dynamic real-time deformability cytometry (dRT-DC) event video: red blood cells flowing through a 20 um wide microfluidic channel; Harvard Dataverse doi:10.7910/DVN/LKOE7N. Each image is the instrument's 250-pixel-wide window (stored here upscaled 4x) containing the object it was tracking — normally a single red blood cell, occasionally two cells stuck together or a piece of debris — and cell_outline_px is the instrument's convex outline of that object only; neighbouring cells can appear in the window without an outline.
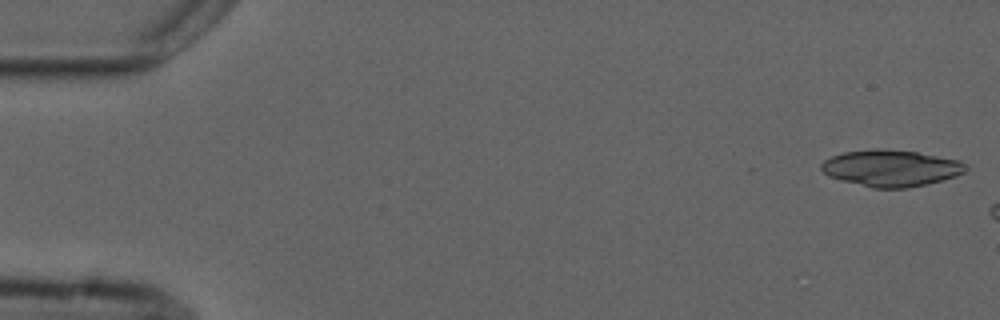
{"species": "common noctule bat (a hibernating species)", "species_latin": "Nyctalus noctula", "temperature_condition": "cold", "stored_images_in_passage": 2, "camera_frame_rate_fps": 3000, "um_per_image_px": 0.085, "animal": {"sex": "male", "forearm_length_mm": 52.5}, "frame": {"image": 1, "passage_image": 1, "time_ms": 0.0, "image_size_px": [1000, 320], "cell_outline_px": [[968, 168], [964, 172], [956, 176], [908, 188], [872, 188], [840, 180], [828, 176], [820, 168], [820, 164], [824, 160], [832, 156], [844, 152], [872, 148], [884, 148], [916, 152], [960, 160], [968, 164]], "centroid_in_image_um": [75.72, 14.28], "position_along_channel_um": 9.3, "area_um2": 30.92}}